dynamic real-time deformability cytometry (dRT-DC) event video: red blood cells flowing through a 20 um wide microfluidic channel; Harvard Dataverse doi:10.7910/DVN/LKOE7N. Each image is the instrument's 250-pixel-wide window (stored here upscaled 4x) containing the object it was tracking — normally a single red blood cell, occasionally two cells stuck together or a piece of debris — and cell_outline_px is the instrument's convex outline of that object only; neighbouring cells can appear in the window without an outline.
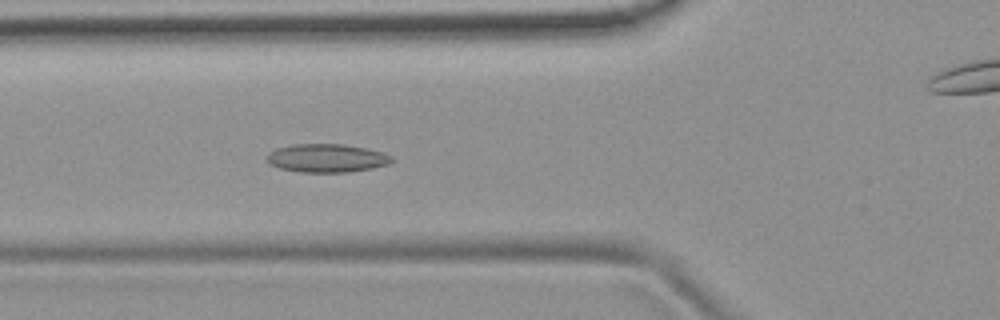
{"species": "common noctule bat (a hibernating species)", "species_latin": "Nyctalus noctula", "temperature_condition": "room temperature", "stored_images_in_passage": 54, "camera_frame_rate_fps": 3000, "um_per_image_px": 0.085, "animal": {"sex": "female", "body_mass_g": 19.9}, "frame": {"image": 1, "passage_image": 19, "time_ms": 6.0, "image_size_px": [1000, 320], "cell_outline_px": [[396, 160], [388, 164], [372, 168], [348, 172], [300, 172], [280, 168], [268, 164], [268, 152], [276, 148], [292, 144], [344, 144], [368, 148], [384, 152], [392, 156]], "centroid_in_image_um": [27.8, 13.43], "position_along_channel_um": 98.0, "area_um2": 20.87}}
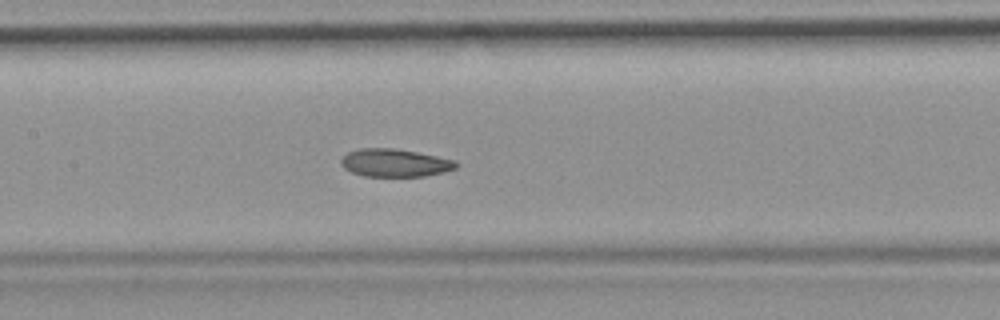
{"frame": {"image": 2, "passage_image": 25, "time_ms": 8.0, "image_size_px": [1000, 320], "cell_outline_px": [[460, 164], [456, 168], [444, 172], [424, 176], [364, 176], [352, 172], [344, 168], [340, 164], [340, 160], [348, 152], [360, 148], [396, 148], [456, 160]], "centroid_in_image_um": [33.57, 13.84], "position_along_channel_um": 173.8, "area_um2": 18.73}}
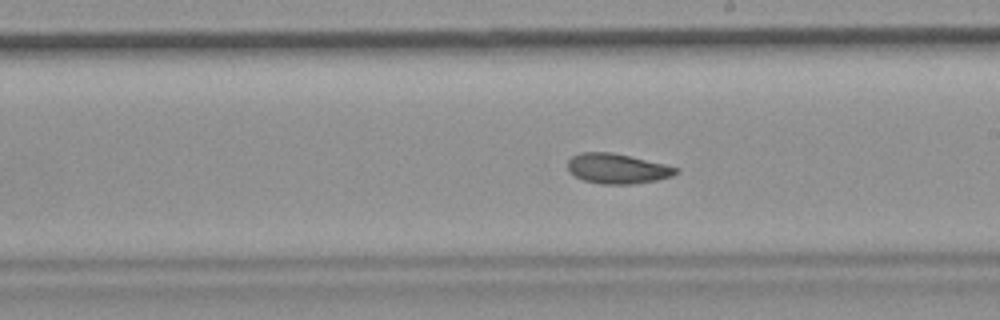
{"frame": {"image": 3, "passage_image": 30, "time_ms": 9.667, "image_size_px": [1000, 320], "cell_outline_px": [[680, 168], [672, 176], [656, 180], [632, 184], [600, 184], [584, 180], [568, 172], [568, 160], [572, 156], [580, 152], [612, 152], [664, 164]], "centroid_in_image_um": [52.44, 14.33], "position_along_channel_um": 236.6, "area_um2": 18.84}, "authors_computed_cell_mechanics": {"area_um2": 19.8543, "velocity_mm_per_s": 3.7832, "shape_relaxation_time_tau1_ms": null, "shape_relaxation_time_tau2_ms": 3.4012, "deformation_change_tau1": null, "deformation_change_tau2": 0.0925}}